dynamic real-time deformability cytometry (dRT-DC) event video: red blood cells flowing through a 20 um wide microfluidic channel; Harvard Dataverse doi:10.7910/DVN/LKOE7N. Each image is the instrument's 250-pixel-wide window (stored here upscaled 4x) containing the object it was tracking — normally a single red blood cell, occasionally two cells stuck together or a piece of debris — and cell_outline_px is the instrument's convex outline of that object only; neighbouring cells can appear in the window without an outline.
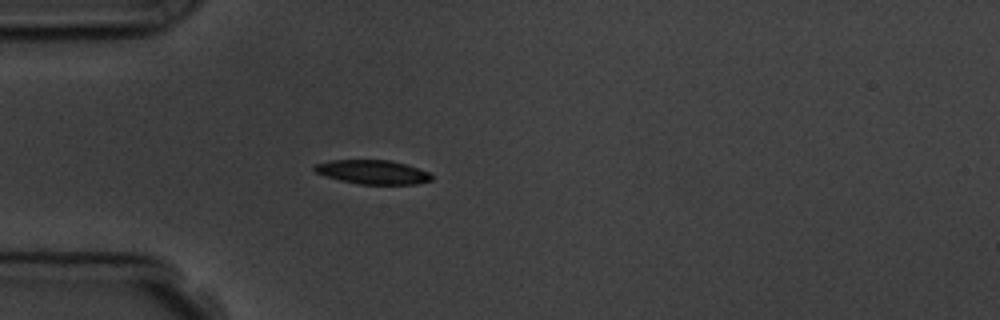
{"species": "common noctule bat (a hibernating species)", "species_latin": "Nyctalus noctula", "temperature_condition": "room temperature", "stored_images_in_passage": 4, "camera_frame_rate_fps": 3000, "um_per_image_px": 0.085, "animal": {"sex": "male", "body_mass_g": 19.5, "forearm_length_mm": 54.6}, "frame": {"image": 1, "passage_image": 4, "time_ms": 4.333, "image_size_px": [1000, 320], "cell_outline_px": [[432, 180], [416, 184], [360, 184], [340, 180], [316, 172], [312, 168], [316, 164], [332, 160], [392, 160], [428, 172], [432, 176]], "centroid_in_image_um": [31.68, 14.62], "position_along_channel_um": 53.3, "area_um2": 16.13}}